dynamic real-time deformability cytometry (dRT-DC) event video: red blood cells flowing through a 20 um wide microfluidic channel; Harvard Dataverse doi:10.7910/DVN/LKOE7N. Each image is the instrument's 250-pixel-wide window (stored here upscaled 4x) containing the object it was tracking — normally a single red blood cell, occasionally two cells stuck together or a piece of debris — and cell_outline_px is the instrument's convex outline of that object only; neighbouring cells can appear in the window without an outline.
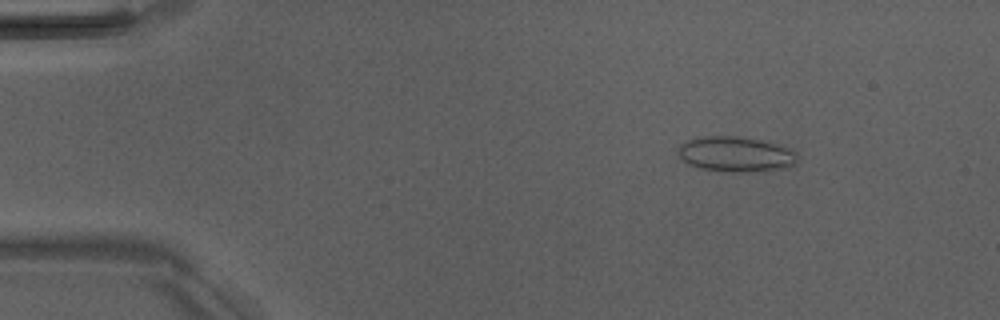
{"species": "Egyptian fruit bat (a non-hibernating species)", "species_latin": "Rousettus aegyptiacus", "temperature_condition": "room temperature", "stored_images_in_passage": 5, "camera_frame_rate_fps": 3000, "um_per_image_px": 0.085, "animal": {"sex": "male"}, "frame": {"image": 1, "passage_image": 2, "time_ms": 1.0, "image_size_px": [1000, 320], "cell_outline_px": [[796, 164], [792, 168], [752, 172], [732, 172], [700, 168], [688, 164], [680, 156], [680, 144], [688, 140], [704, 136], [736, 136], [768, 140], [796, 152]], "centroid_in_image_um": [62.61, 13.11], "position_along_channel_um": 22.4, "area_um2": 24.68}}